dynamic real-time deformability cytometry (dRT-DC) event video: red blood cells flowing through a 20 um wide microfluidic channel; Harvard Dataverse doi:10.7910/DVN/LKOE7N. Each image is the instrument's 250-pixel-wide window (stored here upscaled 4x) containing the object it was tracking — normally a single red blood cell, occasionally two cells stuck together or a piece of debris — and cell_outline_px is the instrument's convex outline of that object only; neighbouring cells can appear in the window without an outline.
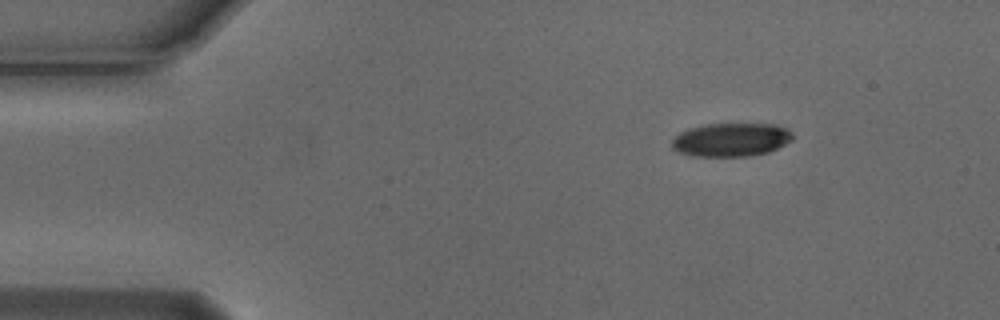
{"species": "Egyptian fruit bat (a non-hibernating species)", "species_latin": "Rousettus aegyptiacus", "temperature_condition": "cold", "stored_images_in_passage": 4, "camera_frame_rate_fps": 3000, "um_per_image_px": 0.085, "animal": {"sex": "male"}, "frame": {"image": 1, "passage_image": 1, "time_ms": 0.0, "image_size_px": [1000, 320], "cell_outline_px": [[792, 140], [768, 152], [752, 156], [696, 156], [680, 152], [672, 148], [672, 140], [680, 132], [704, 124], [772, 124], [784, 128], [792, 132]], "centroid_in_image_um": [62.14, 11.88], "position_along_channel_um": 22.9, "area_um2": 23.29}}